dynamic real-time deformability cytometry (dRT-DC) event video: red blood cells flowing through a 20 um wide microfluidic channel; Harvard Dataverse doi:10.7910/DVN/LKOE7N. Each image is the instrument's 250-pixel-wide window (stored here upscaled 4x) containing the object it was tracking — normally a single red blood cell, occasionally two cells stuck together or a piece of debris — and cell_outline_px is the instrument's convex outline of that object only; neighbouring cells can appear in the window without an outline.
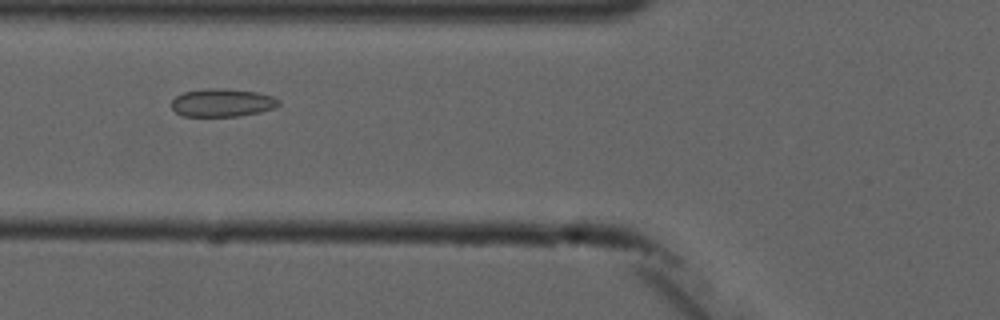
{"species": "common noctule bat (a hibernating species)", "species_latin": "Nyctalus noctula", "temperature_condition": "cold", "stored_images_in_passage": 8, "camera_frame_rate_fps": 3000, "um_per_image_px": 0.085, "animal": {"sex": "male", "forearm_length_mm": 52.5}, "frame": {"image": 1, "passage_image": 5, "time_ms": 4.667, "image_size_px": [1000, 320], "cell_outline_px": [[280, 104], [276, 108], [260, 112], [240, 116], [184, 116], [176, 112], [172, 108], [172, 100], [176, 96], [184, 92], [208, 88], [224, 88], [260, 92], [272, 96], [280, 100]], "centroid_in_image_um": [18.94, 8.72], "position_along_channel_um": 106.9, "area_um2": 17.69}}
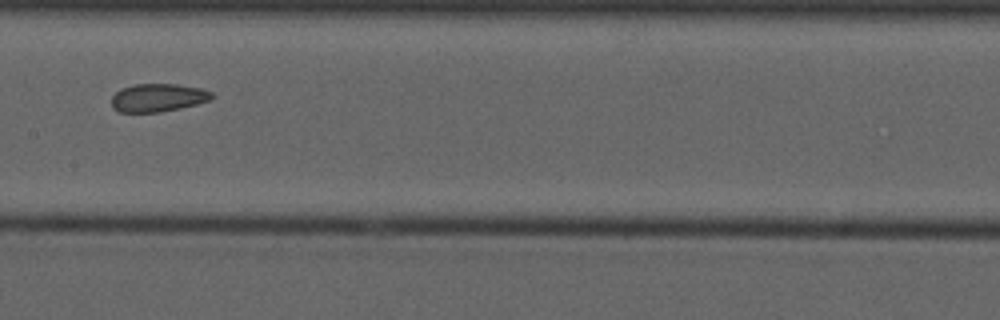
{"frame": {"image": 2, "passage_image": 7, "time_ms": 7.0, "image_size_px": [1000, 320], "cell_outline_px": [[216, 96], [212, 100], [180, 108], [160, 112], [120, 112], [112, 108], [112, 96], [120, 88], [132, 84], [176, 84], [200, 88], [212, 92]], "centroid_in_image_um": [13.44, 8.3], "position_along_channel_um": 194.0, "area_um2": 16.59}}
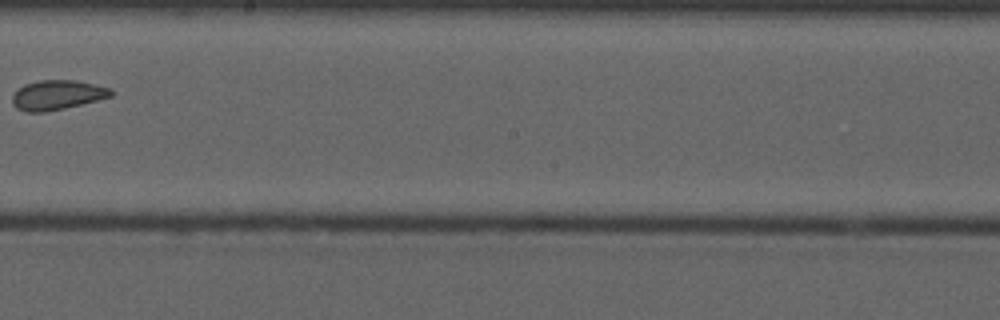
{"frame": {"image": 3, "passage_image": 8, "time_ms": 8.333, "image_size_px": [1000, 320], "cell_outline_px": [[112, 96], [64, 108], [44, 112], [28, 112], [16, 108], [12, 104], [12, 96], [24, 84], [40, 80], [76, 80], [112, 88]], "centroid_in_image_um": [4.85, 8.07], "position_along_channel_um": 243.3, "area_um2": 16.88}}